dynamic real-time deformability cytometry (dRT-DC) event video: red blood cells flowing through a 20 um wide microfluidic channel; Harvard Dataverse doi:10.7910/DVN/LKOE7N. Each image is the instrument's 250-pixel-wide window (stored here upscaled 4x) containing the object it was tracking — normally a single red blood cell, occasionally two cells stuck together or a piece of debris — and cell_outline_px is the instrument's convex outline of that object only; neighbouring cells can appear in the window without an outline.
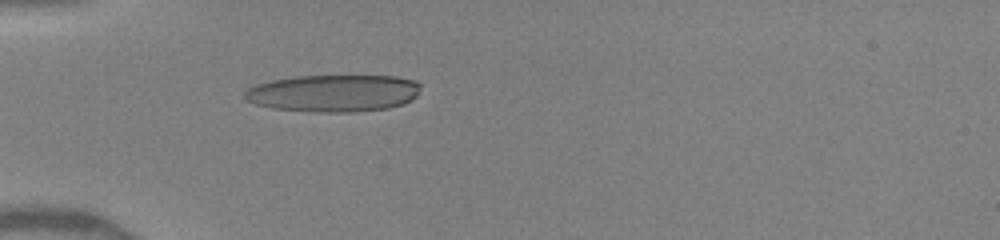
{"species": "human", "species_latin": "Homo sapiens", "temperature_condition": "warm", "stored_images_in_passage": 50, "camera_frame_rate_fps": 3000, "um_per_image_px": 0.085, "donor": {"sex": "female"}, "frame": {"image": 1, "passage_image": 16, "time_ms": 5.0, "image_size_px": [1000, 240], "cell_outline_px": [[420, 88], [416, 96], [412, 100], [404, 104], [388, 108], [352, 112], [316, 112], [272, 108], [256, 104], [248, 100], [244, 96], [244, 92], [248, 88], [256, 84], [272, 80], [296, 76], [396, 76], [416, 80], [420, 84]], "centroid_in_image_um": [28.38, 7.92], "position_along_channel_um": 56.6, "area_um2": 38.21}}
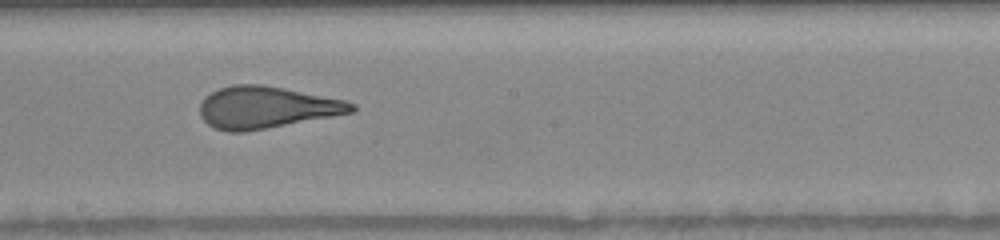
{"frame": {"image": 2, "passage_image": 29, "time_ms": 9.333, "image_size_px": [1000, 240], "cell_outline_px": [[356, 108], [352, 112], [332, 116], [244, 132], [228, 132], [216, 128], [208, 124], [200, 116], [200, 104], [204, 96], [220, 88], [232, 84], [260, 84], [284, 88], [344, 100], [356, 104]], "centroid_in_image_um": [22.6, 9.12], "position_along_channel_um": 225.6, "area_um2": 36.76}}
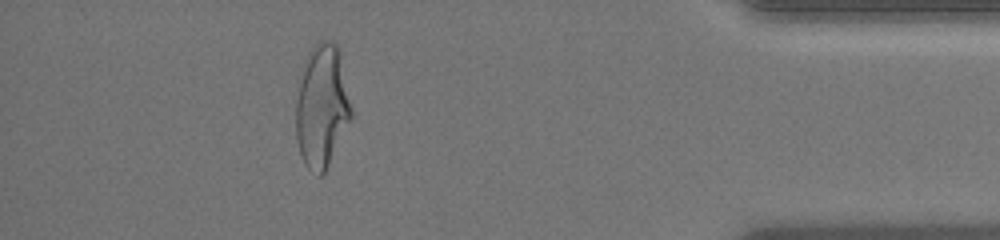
{"frame": {"image": 3, "passage_image": 45, "time_ms": 14.667, "image_size_px": [1000, 240], "cell_outline_px": [[352, 116], [324, 172], [320, 176], [316, 176], [304, 164], [300, 156], [296, 140], [296, 100], [304, 60], [308, 52], [320, 40], [332, 40], [340, 48], [352, 108]], "centroid_in_image_um": [27.36, 9.0], "position_along_channel_um": 407.8, "area_um2": 39.88}, "authors_computed_cell_mechanics": {"area_um2": 36.7608, "velocity_mm_per_s": 4.1326, "shape_relaxation_time_tau1_ms": 4.8462, "shape_relaxation_time_tau2_ms": 0.9106, "deformation_change_tau1": 0.2457, "deformation_change_tau2": 0.1113}}